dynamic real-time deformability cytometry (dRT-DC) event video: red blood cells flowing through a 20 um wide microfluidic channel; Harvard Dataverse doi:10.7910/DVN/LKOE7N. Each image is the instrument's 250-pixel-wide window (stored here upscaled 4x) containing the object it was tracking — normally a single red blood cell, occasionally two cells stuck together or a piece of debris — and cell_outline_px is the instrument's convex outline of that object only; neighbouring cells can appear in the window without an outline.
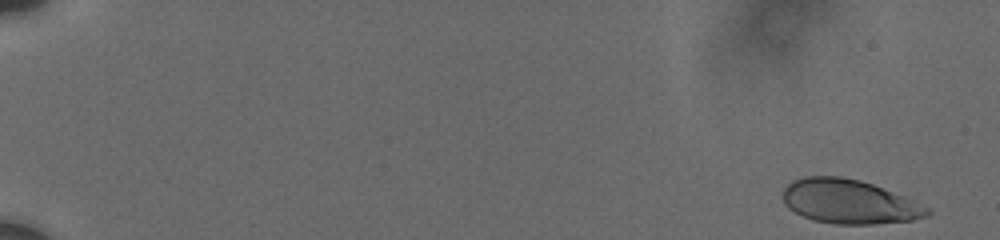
{"species": "human", "species_latin": "Homo sapiens", "temperature_condition": "cold", "stored_images_in_passage": 35, "camera_frame_rate_fps": 3000, "um_per_image_px": 0.085, "donor": {"sex": "male"}, "frame": {"image": 1, "passage_image": 2, "time_ms": 0.333, "image_size_px": [1000, 240], "cell_outline_px": [[932, 212], [928, 216], [912, 220], [872, 224], [836, 224], [812, 220], [788, 208], [784, 204], [784, 188], [792, 180], [804, 176], [840, 176], [860, 180], [872, 184], [932, 208]], "centroid_in_image_um": [72.18, 17.14], "position_along_channel_um": 12.8, "area_um2": 37.05}}
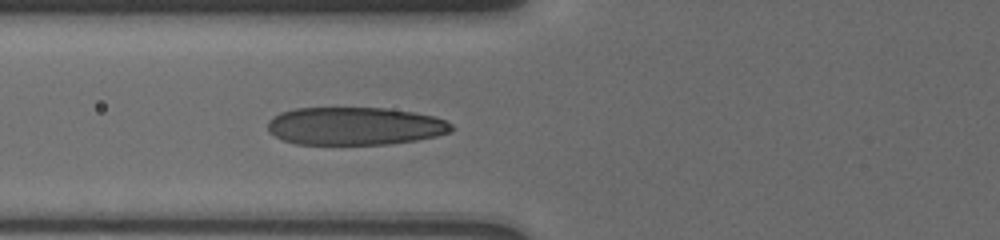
{"frame": {"image": 2, "passage_image": 24, "time_ms": 7.667, "image_size_px": [1000, 240], "cell_outline_px": [[456, 128], [448, 132], [436, 136], [416, 140], [388, 144], [296, 144], [284, 140], [268, 132], [268, 120], [280, 112], [296, 108], [384, 108], [412, 112], [432, 116], [444, 120], [452, 124]], "centroid_in_image_um": [30.15, 10.72], "position_along_channel_um": 95.7, "area_um2": 40.46}}
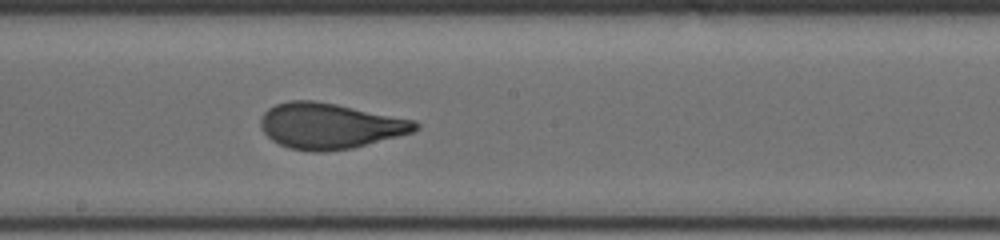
{"frame": {"image": 3, "passage_image": 34, "time_ms": 11.0, "image_size_px": [1000, 240], "cell_outline_px": [[420, 128], [412, 132], [352, 148], [324, 152], [312, 152], [288, 148], [272, 140], [260, 128], [260, 120], [264, 112], [268, 108], [276, 104], [288, 100], [312, 100], [336, 104], [416, 120], [420, 124]], "centroid_in_image_um": [28.02, 10.7], "position_along_channel_um": 220.2, "area_um2": 41.21}}